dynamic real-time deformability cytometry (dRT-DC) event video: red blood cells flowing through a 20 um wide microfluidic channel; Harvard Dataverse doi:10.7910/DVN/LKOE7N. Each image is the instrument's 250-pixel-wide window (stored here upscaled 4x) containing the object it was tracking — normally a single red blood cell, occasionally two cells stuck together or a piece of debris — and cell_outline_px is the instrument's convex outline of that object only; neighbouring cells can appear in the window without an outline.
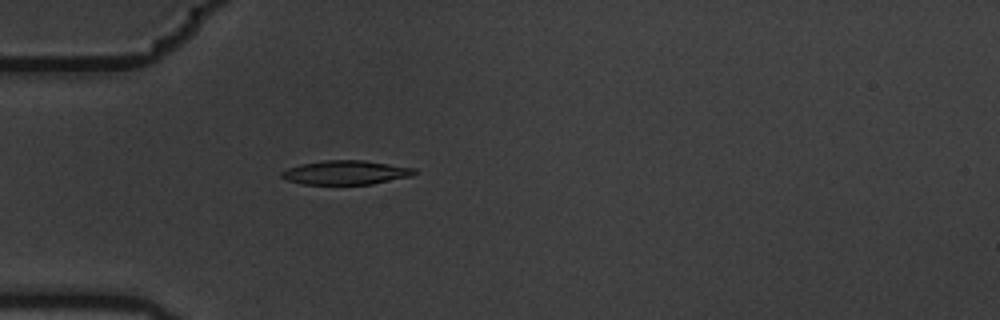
{"species": "common noctule bat (a hibernating species)", "species_latin": "Nyctalus noctula", "temperature_condition": "warm", "stored_images_in_passage": 1, "camera_frame_rate_fps": 3000, "um_per_image_px": 0.085, "animal": {"sex": "male", "body_mass_g": 19.5, "forearm_length_mm": 54.6}, "frame": {"image": 1, "passage_image": 1, "time_ms": 0.0, "image_size_px": [1000, 320], "cell_outline_px": [[416, 172], [412, 176], [372, 184], [300, 184], [288, 180], [280, 176], [280, 172], [288, 168], [300, 164], [324, 160], [364, 160], [416, 168]], "centroid_in_image_um": [29.39, 14.66], "position_along_channel_um": 55.6, "area_um2": 18.67}}